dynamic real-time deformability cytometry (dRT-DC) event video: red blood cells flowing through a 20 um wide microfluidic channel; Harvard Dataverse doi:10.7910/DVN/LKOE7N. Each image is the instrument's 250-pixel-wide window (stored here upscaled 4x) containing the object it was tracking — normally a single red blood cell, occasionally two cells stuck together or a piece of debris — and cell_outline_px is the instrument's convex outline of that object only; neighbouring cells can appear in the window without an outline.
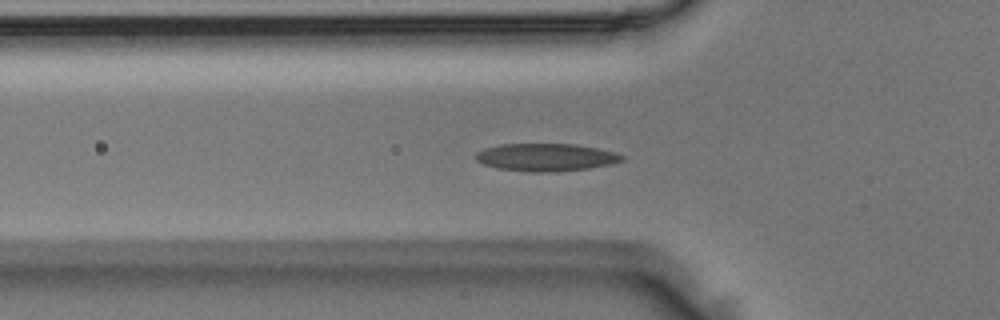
{"species": "Egyptian fruit bat (a non-hibernating species)", "species_latin": "Rousettus aegyptiacus", "temperature_condition": "room temperature", "stored_images_in_passage": 41, "camera_frame_rate_fps": 3000, "um_per_image_px": 0.085, "animal": {"sex": "male"}, "frame": {"image": 1, "passage_image": 7, "time_ms": 2.0, "image_size_px": [1000, 320], "cell_outline_px": [[624, 160], [612, 164], [588, 168], [552, 172], [532, 172], [500, 168], [484, 164], [476, 160], [476, 152], [484, 148], [500, 144], [576, 144], [616, 152], [624, 156]], "centroid_in_image_um": [46.43, 13.36], "position_along_channel_um": 79.4, "area_um2": 23.47}}
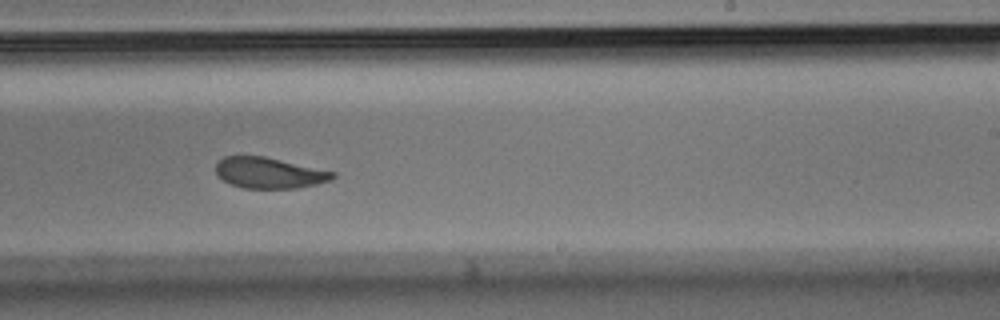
{"frame": {"image": 2, "passage_image": 21, "time_ms": 6.667, "image_size_px": [1000, 320], "cell_outline_px": [[336, 176], [332, 180], [316, 184], [296, 188], [244, 188], [232, 184], [224, 180], [216, 172], [216, 164], [224, 156], [264, 156], [336, 172]], "centroid_in_image_um": [22.91, 14.69], "position_along_channel_um": 266.1, "area_um2": 20.87}}
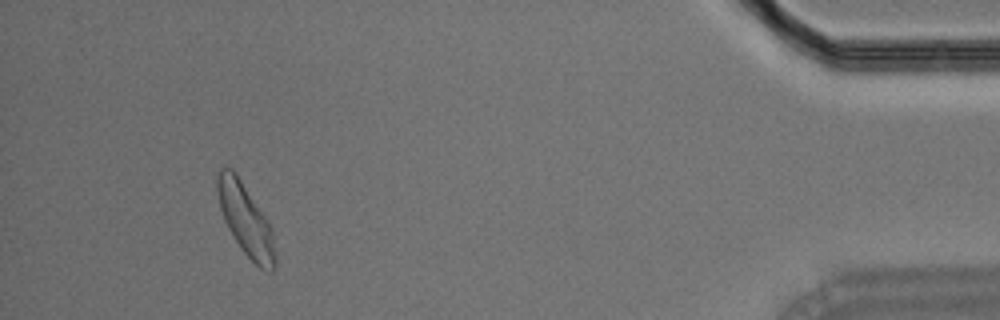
{"frame": {"image": 3, "passage_image": 37, "time_ms": 12.0, "image_size_px": [1000, 320], "cell_outline_px": [[276, 260], [272, 272], [260, 268], [240, 248], [228, 228], [224, 220], [220, 208], [216, 188], [216, 176], [220, 168], [232, 168], [236, 172], [268, 220], [272, 228], [276, 256]], "centroid_in_image_um": [20.88, 18.65], "position_along_channel_um": 414.3, "area_um2": 24.16}}